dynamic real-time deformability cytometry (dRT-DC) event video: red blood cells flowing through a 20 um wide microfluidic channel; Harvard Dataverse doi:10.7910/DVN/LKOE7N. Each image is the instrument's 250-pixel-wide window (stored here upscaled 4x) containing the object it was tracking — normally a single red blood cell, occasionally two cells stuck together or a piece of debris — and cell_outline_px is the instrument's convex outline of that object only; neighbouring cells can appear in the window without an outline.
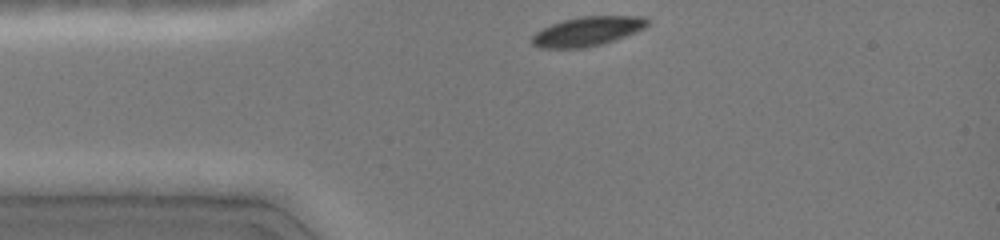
{"species": "common noctule bat (a hibernating species)", "species_latin": "Nyctalus noctula", "temperature_condition": "cold", "stored_images_in_passage": 16, "camera_frame_rate_fps": 3000, "um_per_image_px": 0.085, "animal": {"sex": "female", "body_mass_g": 19.0, "forearm_length_mm": 51.5}, "frame": {"image": 1, "passage_image": 1, "time_ms": 0.0, "image_size_px": [1000, 240], "cell_outline_px": [[648, 24], [644, 28], [636, 32], [604, 44], [584, 48], [540, 48], [532, 44], [532, 36], [536, 32], [552, 24], [564, 20], [580, 16], [644, 16], [648, 20]], "centroid_in_image_um": [49.94, 2.67], "position_along_channel_um": 35.1, "area_um2": 19.71}}
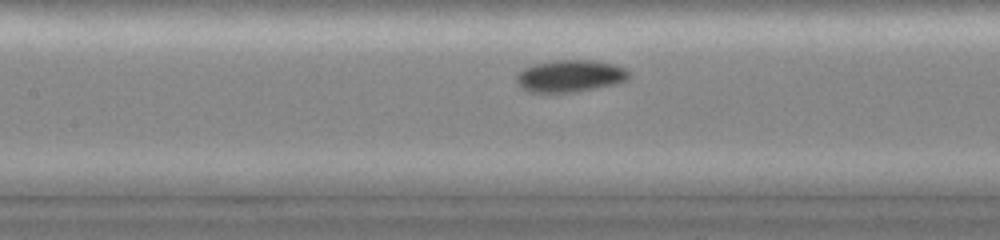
{"frame": {"image": 2, "passage_image": 13, "time_ms": 3.667, "image_size_px": [1000, 240], "cell_outline_px": [[628, 76], [624, 80], [616, 84], [576, 92], [528, 92], [520, 88], [516, 84], [516, 76], [524, 68], [536, 64], [556, 60], [592, 60], [616, 64], [624, 68], [628, 72]], "centroid_in_image_um": [48.43, 6.46], "position_along_channel_um": 159.0, "area_um2": 20.98}}